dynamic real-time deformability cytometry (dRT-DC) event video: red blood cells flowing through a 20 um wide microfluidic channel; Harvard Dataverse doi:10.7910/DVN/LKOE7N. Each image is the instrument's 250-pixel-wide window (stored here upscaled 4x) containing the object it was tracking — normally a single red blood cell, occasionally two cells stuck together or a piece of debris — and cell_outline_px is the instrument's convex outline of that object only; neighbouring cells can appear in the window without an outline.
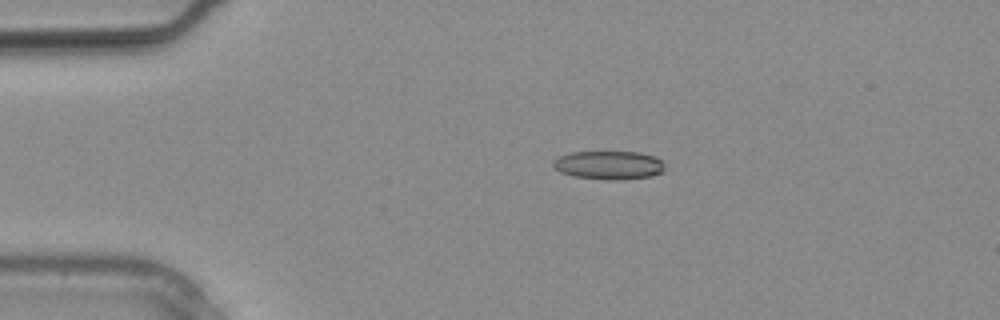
{"species": "common noctule bat (a hibernating species)", "species_latin": "Nyctalus noctula", "temperature_condition": "warm", "stored_images_in_passage": 3, "camera_frame_rate_fps": 3000, "um_per_image_px": 0.085, "animal": {"sex": "male", "body_mass_g": 20.4}, "frame": {"image": 1, "passage_image": 3, "time_ms": 0.667, "image_size_px": [1000, 320], "cell_outline_px": [[664, 172], [652, 176], [624, 180], [604, 180], [576, 176], [560, 172], [552, 164], [552, 160], [560, 156], [572, 152], [640, 152], [656, 156], [664, 164]], "centroid_in_image_um": [51.79, 14.04], "position_along_channel_um": 33.2, "area_um2": 18.73}}